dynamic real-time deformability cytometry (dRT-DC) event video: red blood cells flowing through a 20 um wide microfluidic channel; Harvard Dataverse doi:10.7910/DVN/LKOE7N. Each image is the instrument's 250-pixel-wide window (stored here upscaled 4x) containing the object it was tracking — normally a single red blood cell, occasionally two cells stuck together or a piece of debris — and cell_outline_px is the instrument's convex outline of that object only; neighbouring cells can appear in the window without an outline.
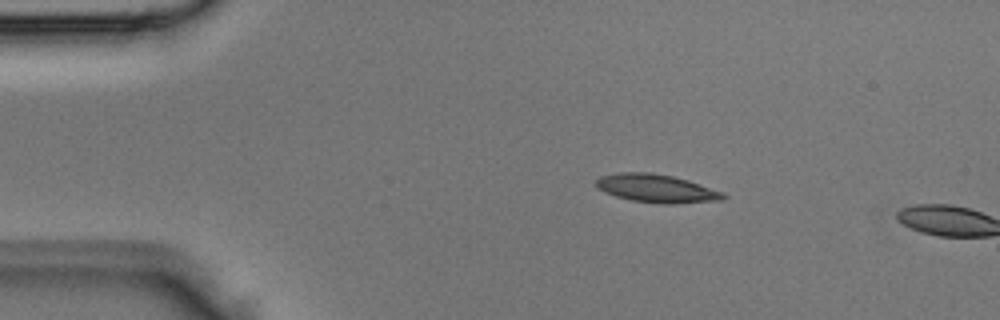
{"species": "Egyptian fruit bat (a non-hibernating species)", "species_latin": "Rousettus aegyptiacus", "temperature_condition": "room temperature", "stored_images_in_passage": 2, "camera_frame_rate_fps": 3000, "um_per_image_px": 0.085, "animal": {"sex": "male"}, "frame": {"image": 1, "passage_image": 1, "time_ms": 0.0, "image_size_px": [1000, 320], "cell_outline_px": [[728, 196], [724, 200], [668, 204], [660, 204], [632, 200], [616, 196], [604, 192], [596, 184], [596, 180], [600, 176], [620, 172], [652, 172], [672, 176], [688, 180], [724, 192]], "centroid_in_image_um": [55.84, 16.01], "position_along_channel_um": 29.2, "area_um2": 20.92}}